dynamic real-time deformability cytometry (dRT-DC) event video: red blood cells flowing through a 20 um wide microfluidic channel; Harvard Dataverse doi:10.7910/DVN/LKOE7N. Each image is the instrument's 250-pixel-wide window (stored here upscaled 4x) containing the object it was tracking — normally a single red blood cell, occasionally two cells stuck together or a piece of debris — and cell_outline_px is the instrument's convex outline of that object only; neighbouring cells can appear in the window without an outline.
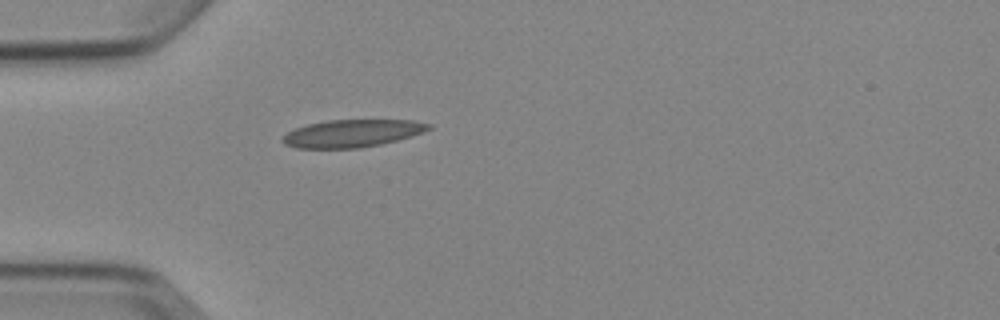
{"species": "Egyptian fruit bat (a non-hibernating species)", "species_latin": "Rousettus aegyptiacus", "temperature_condition": "cold", "stored_images_in_passage": 1, "camera_frame_rate_fps": 3000, "um_per_image_px": 0.085, "animal": {"sex": "female"}, "frame": {"image": 1, "passage_image": 1, "time_ms": 0.0, "image_size_px": [1000, 320], "cell_outline_px": [[432, 128], [424, 132], [412, 136], [380, 144], [360, 148], [296, 148], [284, 144], [280, 140], [288, 132], [296, 128], [308, 124], [328, 120], [412, 120], [432, 124]], "centroid_in_image_um": [29.95, 11.33], "position_along_channel_um": 55.1, "area_um2": 23.41}}